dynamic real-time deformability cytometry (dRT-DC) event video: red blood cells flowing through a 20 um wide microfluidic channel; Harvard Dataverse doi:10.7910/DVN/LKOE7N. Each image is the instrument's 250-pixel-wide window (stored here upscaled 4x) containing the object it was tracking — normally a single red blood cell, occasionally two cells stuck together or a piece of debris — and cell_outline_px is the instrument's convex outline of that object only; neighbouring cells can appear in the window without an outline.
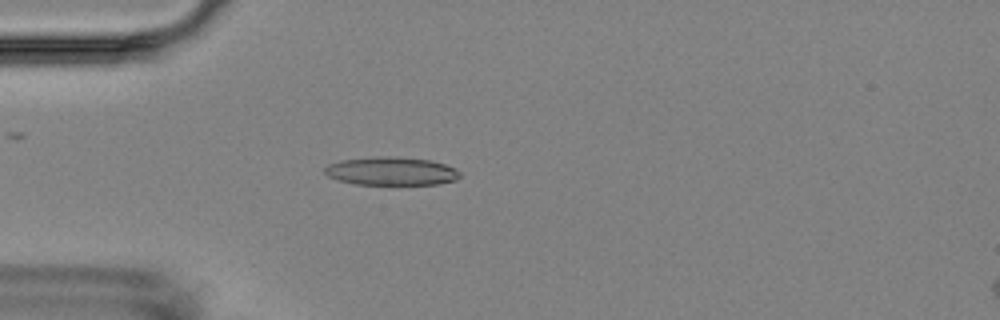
{"species": "Egyptian fruit bat (a non-hibernating species)", "species_latin": "Rousettus aegyptiacus", "temperature_condition": "room temperature", "stored_images_in_passage": 5, "camera_frame_rate_fps": 3000, "um_per_image_px": 0.085, "animal": {"sex": "female"}, "frame": {"image": 1, "passage_image": 5, "time_ms": 4.667, "image_size_px": [1000, 320], "cell_outline_px": [[460, 176], [456, 180], [440, 184], [356, 184], [336, 180], [328, 176], [324, 172], [324, 168], [328, 164], [340, 160], [380, 156], [388, 156], [432, 160], [456, 168], [460, 172]], "centroid_in_image_um": [33.26, 14.55], "position_along_channel_um": 51.7, "area_um2": 22.37}}